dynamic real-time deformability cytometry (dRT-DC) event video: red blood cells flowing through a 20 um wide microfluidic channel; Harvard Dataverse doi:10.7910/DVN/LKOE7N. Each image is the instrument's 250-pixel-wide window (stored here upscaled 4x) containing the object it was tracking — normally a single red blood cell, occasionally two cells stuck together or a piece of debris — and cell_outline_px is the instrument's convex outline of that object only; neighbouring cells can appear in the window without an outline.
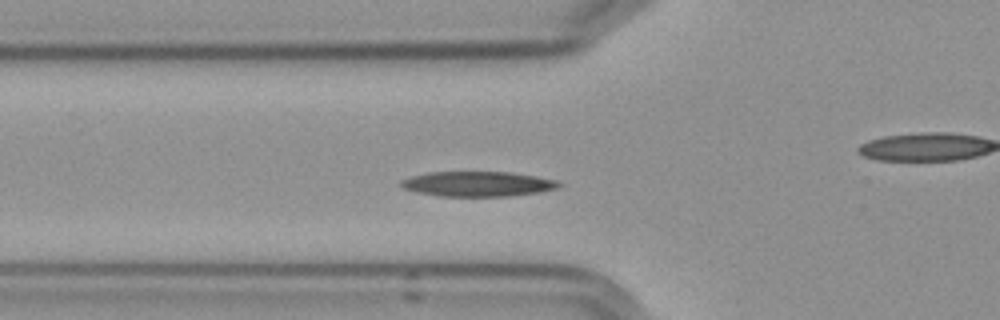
{"species": "Egyptian fruit bat (a non-hibernating species)", "species_latin": "Rousettus aegyptiacus", "temperature_condition": "cold", "stored_images_in_passage": 53, "camera_frame_rate_fps": 3000, "um_per_image_px": 0.085, "frame": {"image": 1, "passage_image": 16, "time_ms": 5.0, "image_size_px": [1000, 320], "cell_outline_px": [[564, 184], [560, 188], [540, 192], [508, 196], [440, 196], [416, 192], [404, 188], [400, 184], [400, 180], [412, 176], [428, 172], [512, 172], [560, 180]], "centroid_in_image_um": [40.68, 15.63], "position_along_channel_um": 85.1, "area_um2": 23.24}}
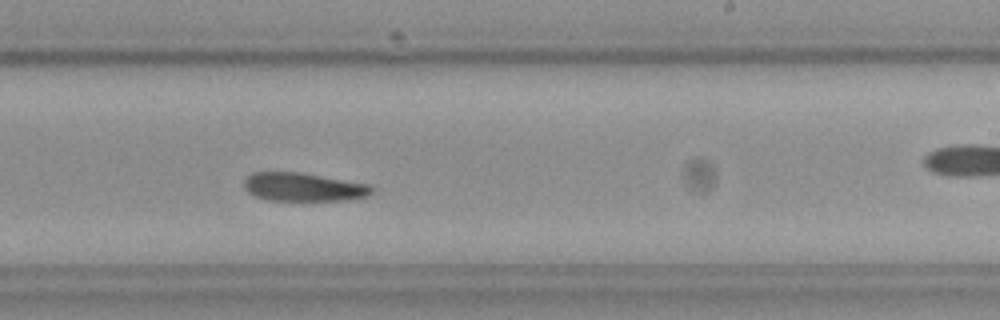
{"frame": {"image": 2, "passage_image": 31, "time_ms": 10.0, "image_size_px": [1000, 320], "cell_outline_px": [[372, 192], [368, 196], [348, 200], [268, 200], [252, 196], [244, 188], [244, 180], [252, 172], [300, 172], [368, 184], [372, 188]], "centroid_in_image_um": [25.75, 15.9], "position_along_channel_um": 263.3, "area_um2": 21.15}}
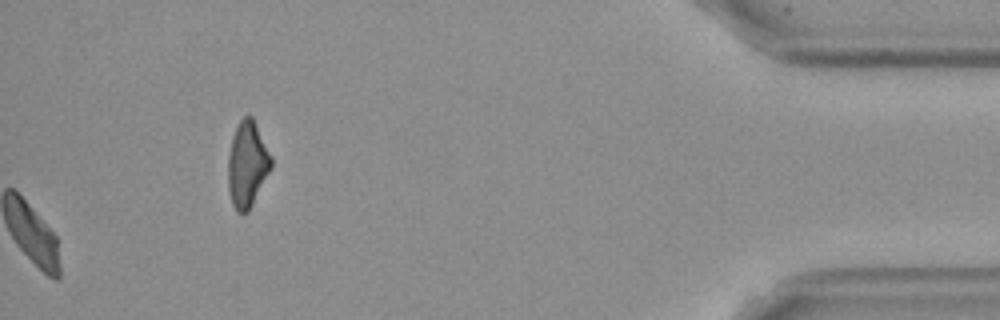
{"frame": {"image": 3, "passage_image": 53, "time_ms": 17.333, "image_size_px": [1000, 320], "cell_outline_px": [[272, 168], [248, 212], [244, 216], [236, 212], [232, 204], [228, 192], [228, 156], [232, 136], [240, 120], [244, 116], [252, 116], [272, 156]], "centroid_in_image_um": [21.01, 14.01], "position_along_channel_um": 414.2, "area_um2": 21.85}, "authors_computed_cell_mechanics": {"area_um2": 22.0218, "velocity_mm_per_s": 3.5546, "shape_relaxation_time_tau1_ms": 6.2347, "shape_relaxation_time_tau2_ms": 7.2837, "deformation_change_tau1": 0.1661, "deformation_change_tau2": 0.1412}}